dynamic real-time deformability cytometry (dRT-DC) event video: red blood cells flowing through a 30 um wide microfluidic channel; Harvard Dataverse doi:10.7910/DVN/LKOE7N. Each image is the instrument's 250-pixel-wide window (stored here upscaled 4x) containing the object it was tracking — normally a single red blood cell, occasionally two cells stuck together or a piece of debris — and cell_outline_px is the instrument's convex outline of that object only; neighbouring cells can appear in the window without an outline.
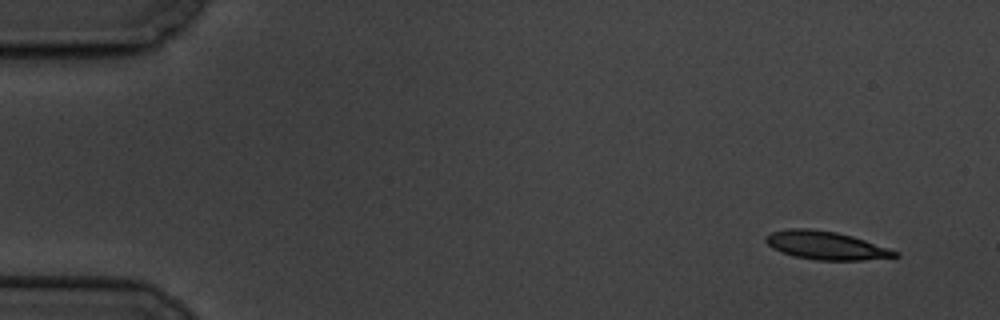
{"species": "common noctule bat (a hibernating species)", "species_latin": "Nyctalus noctula", "temperature_condition": "cold", "stored_images_in_passage": 6, "camera_frame_rate_fps": 3000, "um_per_image_px": 0.085, "animal": {"sex": "male", "body_mass_g": 19.5, "forearm_length_mm": 54.6}, "frame": {"image": 1, "passage_image": 1, "time_ms": 0.0, "image_size_px": [1000, 320], "cell_outline_px": [[900, 256], [864, 260], [816, 260], [792, 256], [772, 248], [764, 240], [764, 236], [772, 232], [788, 228], [812, 228], [836, 232], [852, 236], [900, 252]], "centroid_in_image_um": [70.17, 20.86], "position_along_channel_um": 14.8, "area_um2": 21.33}}
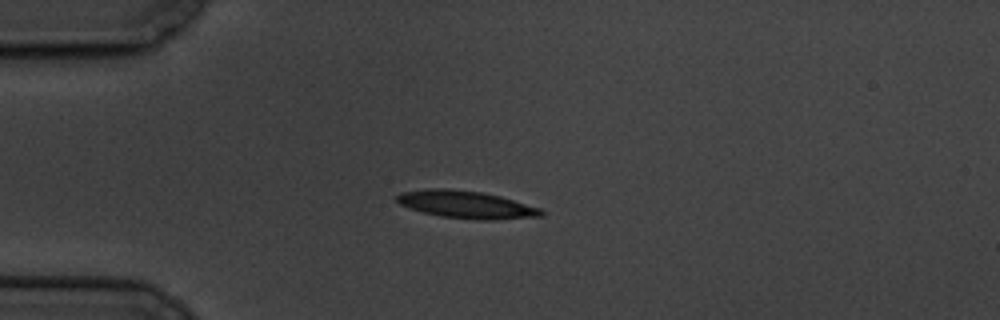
{"frame": {"image": 2, "passage_image": 4, "time_ms": 3.667, "image_size_px": [1000, 320], "cell_outline_px": [[544, 216], [492, 220], [476, 220], [440, 216], [408, 208], [400, 204], [396, 200], [396, 196], [400, 192], [428, 188], [444, 188], [480, 192], [500, 196], [540, 208], [544, 212]], "centroid_in_image_um": [39.61, 17.39], "position_along_channel_um": 45.4, "area_um2": 23.12}}
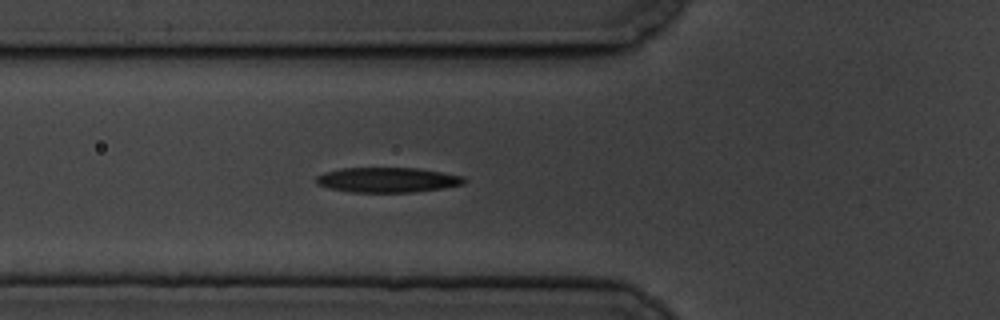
{"frame": {"image": 3, "passage_image": 6, "time_ms": 5.667, "image_size_px": [1000, 320], "cell_outline_px": [[468, 180], [464, 184], [444, 188], [412, 192], [348, 192], [328, 188], [316, 184], [316, 176], [324, 172], [340, 168], [420, 168], [464, 176]], "centroid_in_image_um": [32.94, 15.29], "position_along_channel_um": 92.9, "area_um2": 21.79}}